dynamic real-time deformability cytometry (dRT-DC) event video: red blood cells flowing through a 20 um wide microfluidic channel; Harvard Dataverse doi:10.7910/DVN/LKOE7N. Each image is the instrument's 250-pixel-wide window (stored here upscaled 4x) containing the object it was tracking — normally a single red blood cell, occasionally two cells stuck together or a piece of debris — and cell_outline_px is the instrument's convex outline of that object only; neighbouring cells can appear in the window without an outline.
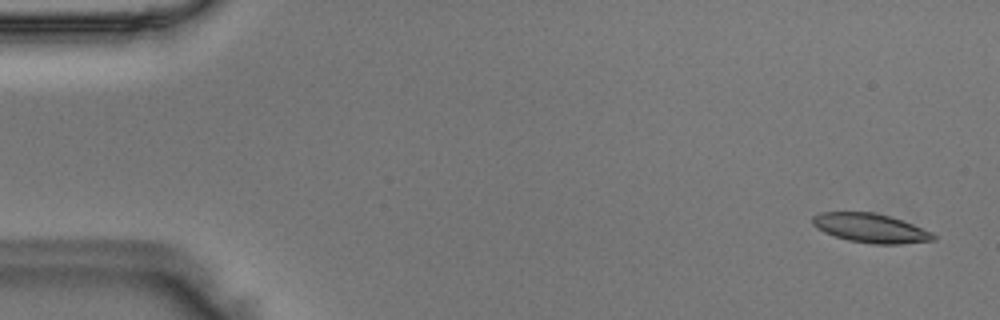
{"species": "Egyptian fruit bat (a non-hibernating species)", "species_latin": "Rousettus aegyptiacus", "temperature_condition": "room temperature", "stored_images_in_passage": 50, "camera_frame_rate_fps": 3000, "um_per_image_px": 0.085, "animal": {"sex": "male"}, "frame": {"image": 1, "passage_image": 1, "time_ms": 0.0, "image_size_px": [1000, 320], "cell_outline_px": [[936, 240], [900, 244], [876, 244], [848, 240], [824, 232], [816, 228], [812, 224], [812, 216], [820, 212], [872, 212], [888, 216], [912, 224], [932, 232], [936, 236]], "centroid_in_image_um": [73.98, 19.39], "position_along_channel_um": 11.0, "area_um2": 20.35}}
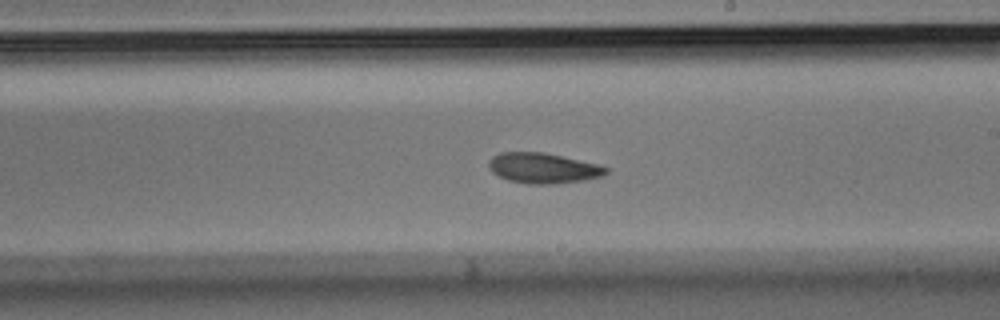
{"frame": {"image": 2, "passage_image": 28, "time_ms": 9.0, "image_size_px": [1000, 320], "cell_outline_px": [[608, 172], [604, 176], [584, 180], [556, 184], [528, 184], [508, 180], [492, 172], [488, 164], [488, 160], [492, 156], [500, 152], [544, 152], [600, 164], [608, 168]], "centroid_in_image_um": [46.19, 14.29], "position_along_channel_um": 242.8, "area_um2": 20.98}}
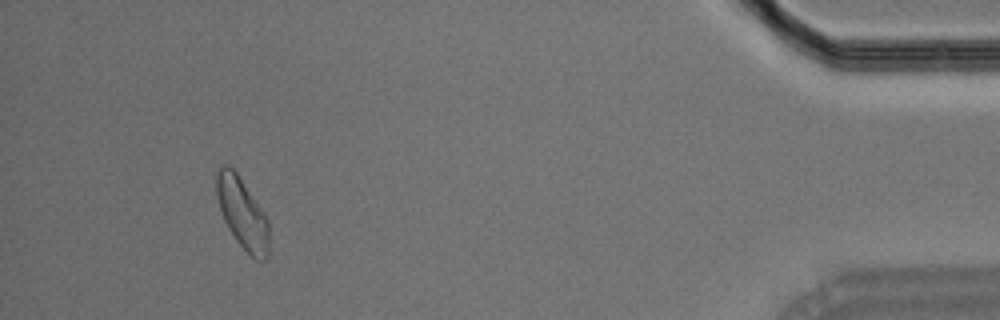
{"frame": {"image": 3, "passage_image": 46, "time_ms": 15.0, "image_size_px": [1000, 320], "cell_outline_px": [[268, 256], [264, 260], [256, 260], [236, 240], [228, 228], [224, 220], [216, 196], [216, 172], [220, 164], [228, 164], [236, 172], [268, 220]], "centroid_in_image_um": [20.56, 18.1], "position_along_channel_um": 414.6, "area_um2": 21.27}}